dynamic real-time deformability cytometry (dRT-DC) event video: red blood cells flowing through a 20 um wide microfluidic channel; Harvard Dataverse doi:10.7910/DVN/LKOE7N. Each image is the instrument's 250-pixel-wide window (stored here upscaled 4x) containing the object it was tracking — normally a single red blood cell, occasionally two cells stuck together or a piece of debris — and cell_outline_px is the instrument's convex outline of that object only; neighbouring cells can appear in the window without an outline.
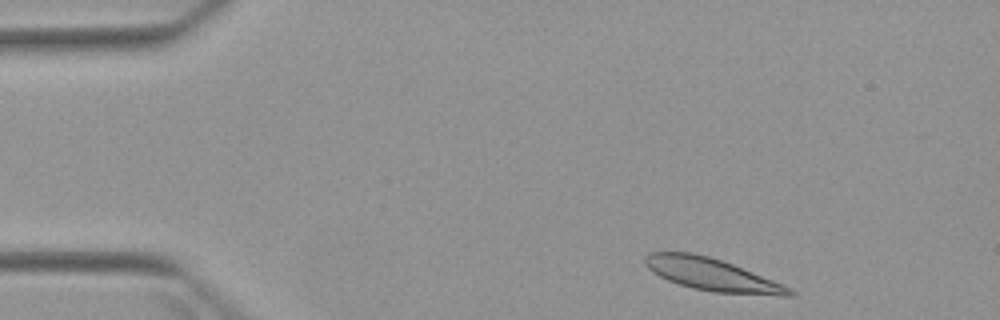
{"species": "Egyptian fruit bat (a non-hibernating species)", "species_latin": "Rousettus aegyptiacus", "temperature_condition": "warm", "stored_images_in_passage": 3, "camera_frame_rate_fps": 3000, "um_per_image_px": 0.085, "animal": {"sex": "female"}, "frame": {"image": 1, "passage_image": 1, "time_ms": 0.0, "image_size_px": [1000, 320], "cell_outline_px": [[796, 292], [792, 296], [780, 296], [712, 292], [692, 288], [668, 280], [652, 272], [644, 264], [644, 256], [648, 252], [692, 252], [708, 256], [732, 264], [784, 284]], "centroid_in_image_um": [60.52, 23.34], "position_along_channel_um": 24.5, "area_um2": 27.34}}